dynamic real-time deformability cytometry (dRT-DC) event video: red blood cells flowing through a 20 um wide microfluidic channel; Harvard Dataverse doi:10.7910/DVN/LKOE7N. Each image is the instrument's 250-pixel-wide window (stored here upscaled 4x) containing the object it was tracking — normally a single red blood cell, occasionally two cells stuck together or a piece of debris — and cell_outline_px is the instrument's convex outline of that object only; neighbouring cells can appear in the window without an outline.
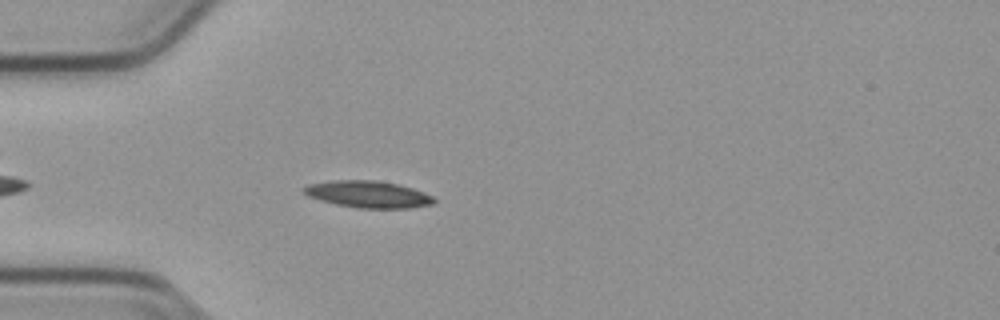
{"species": "common noctule bat (a hibernating species)", "species_latin": "Nyctalus noctula", "temperature_condition": "cold", "stored_images_in_passage": 44, "camera_frame_rate_fps": 3000, "um_per_image_px": 0.085, "animal": {"sex": "male", "body_mass_g": 23.1, "forearm_length_mm": 52.7}, "frame": {"image": 1, "passage_image": 6, "time_ms": 1.667, "image_size_px": [1000, 320], "cell_outline_px": [[436, 200], [432, 204], [408, 208], [356, 208], [336, 204], [320, 200], [308, 196], [300, 188], [308, 184], [332, 180], [376, 180], [396, 184], [412, 188], [424, 192], [432, 196]], "centroid_in_image_um": [31.25, 16.51], "position_along_channel_um": 53.7, "area_um2": 20.35}}
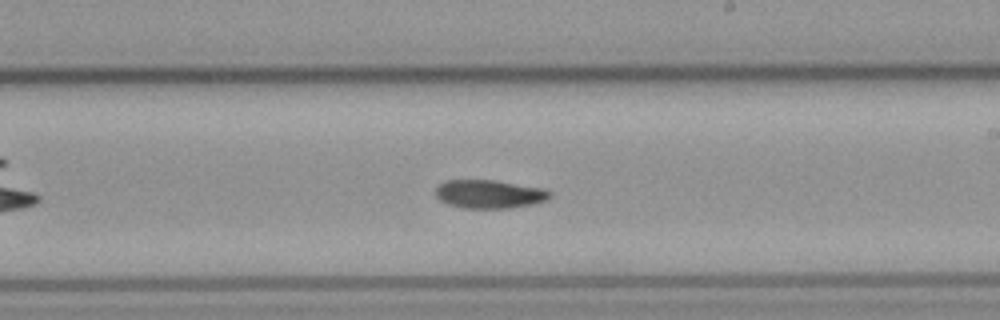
{"frame": {"image": 2, "passage_image": 22, "time_ms": 7.0, "image_size_px": [1000, 320], "cell_outline_px": [[552, 196], [544, 200], [532, 204], [508, 208], [464, 208], [448, 204], [440, 200], [436, 196], [436, 188], [440, 184], [448, 180], [496, 180], [544, 188], [552, 192]], "centroid_in_image_um": [41.61, 16.49], "position_along_channel_um": 247.4, "area_um2": 18.9}}
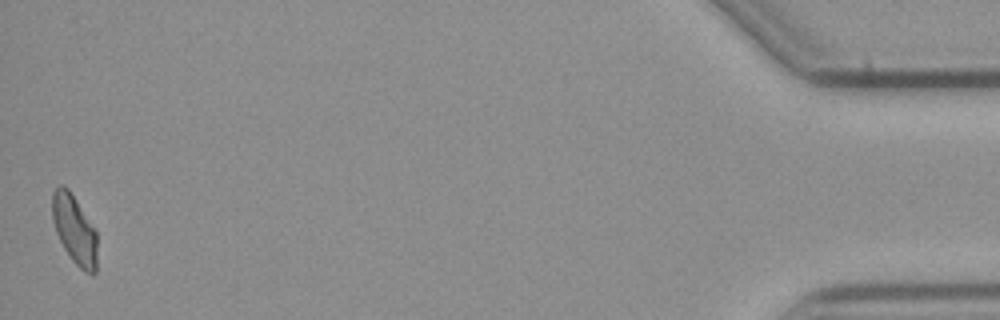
{"frame": {"image": 3, "passage_image": 44, "time_ms": 14.333, "image_size_px": [1000, 320], "cell_outline_px": [[96, 272], [92, 276], [84, 272], [72, 260], [64, 248], [56, 232], [52, 220], [52, 192], [60, 184], [64, 184], [68, 188], [96, 232]], "centroid_in_image_um": [6.31, 19.53], "position_along_channel_um": 428.9, "area_um2": 17.86}, "authors_computed_cell_mechanics": {"area_um2": 18.9006, "velocity_mm_per_s": 3.7842, "shape_relaxation_time_tau1_ms": 7.537, "shape_relaxation_time_tau2_ms": null, "deformation_change_tau1": 0.1611, "deformation_change_tau2": null}}